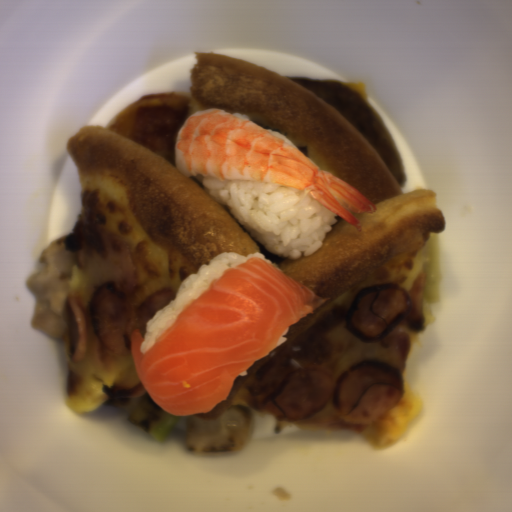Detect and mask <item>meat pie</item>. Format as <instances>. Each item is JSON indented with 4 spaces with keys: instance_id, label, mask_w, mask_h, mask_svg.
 Masks as SVG:
<instances>
[{
    "instance_id": "obj_1",
    "label": "meat pie",
    "mask_w": 512,
    "mask_h": 512,
    "mask_svg": "<svg viewBox=\"0 0 512 512\" xmlns=\"http://www.w3.org/2000/svg\"><path fill=\"white\" fill-rule=\"evenodd\" d=\"M298 83L344 117L390 171L403 190L407 174L395 140L376 107L346 83L339 80H314L284 77Z\"/></svg>"
}]
</instances>
